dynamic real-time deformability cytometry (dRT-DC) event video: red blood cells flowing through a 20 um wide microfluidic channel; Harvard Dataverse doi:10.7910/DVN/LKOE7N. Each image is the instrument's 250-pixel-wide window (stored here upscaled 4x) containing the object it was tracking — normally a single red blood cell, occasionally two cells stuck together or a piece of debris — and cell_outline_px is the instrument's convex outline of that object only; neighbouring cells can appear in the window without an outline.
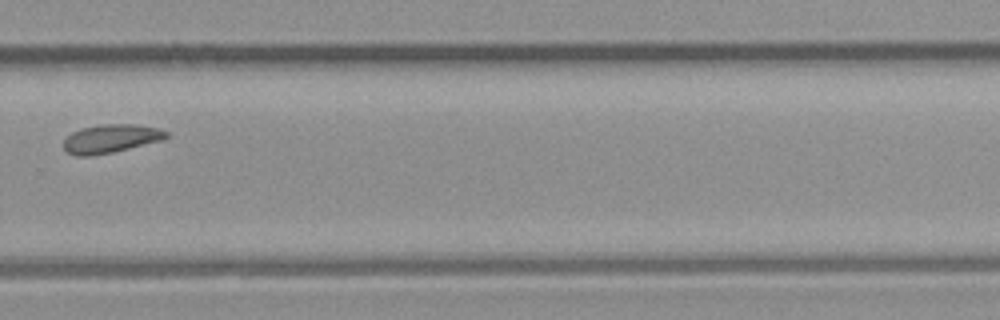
{"species": "common noctule bat (a hibernating species)", "species_latin": "Nyctalus noctula", "temperature_condition": "room temperature", "stored_images_in_passage": 24, "camera_frame_rate_fps": 3000, "um_per_image_px": 0.085, "animal": {"sex": "male", "body_mass_g": 23.1, "forearm_length_mm": 52.7}, "frame": {"image": 1, "passage_image": 14, "time_ms": 4.333, "image_size_px": [1000, 320], "cell_outline_px": [[168, 136], [160, 140], [112, 152], [92, 156], [76, 156], [68, 152], [64, 148], [64, 140], [72, 132], [84, 128], [104, 124], [132, 124], [160, 128], [168, 132]], "centroid_in_image_um": [9.41, 11.78], "position_along_channel_um": 320.4, "area_um2": 16.7}}